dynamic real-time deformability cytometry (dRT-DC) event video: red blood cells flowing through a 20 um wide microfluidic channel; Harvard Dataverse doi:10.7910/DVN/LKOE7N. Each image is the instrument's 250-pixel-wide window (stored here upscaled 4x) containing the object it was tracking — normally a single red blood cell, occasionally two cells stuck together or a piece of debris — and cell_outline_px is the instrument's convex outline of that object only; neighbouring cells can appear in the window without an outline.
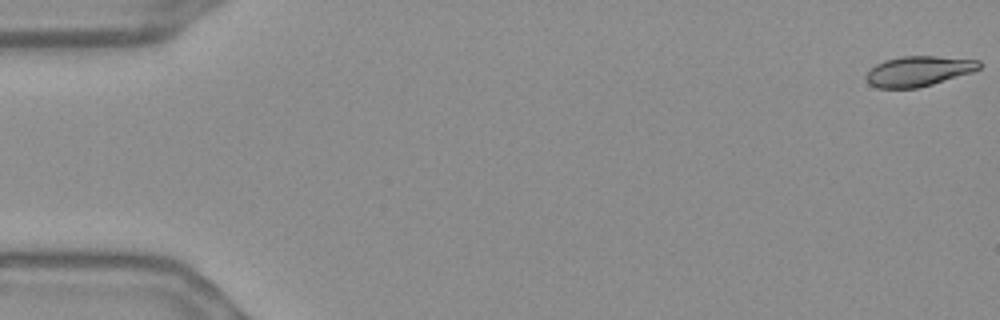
{"species": "Egyptian fruit bat (a non-hibernating species)", "species_latin": "Rousettus aegyptiacus", "temperature_condition": "warm", "stored_images_in_passage": 56, "camera_frame_rate_fps": 3000, "um_per_image_px": 0.085, "frame": {"image": 1, "passage_image": 1, "time_ms": 0.0, "image_size_px": [1000, 320], "cell_outline_px": [[980, 68], [972, 72], [932, 84], [916, 88], [876, 88], [868, 84], [864, 76], [876, 64], [884, 60], [904, 56], [936, 56], [980, 60]], "centroid_in_image_um": [78.04, 6.05], "position_along_channel_um": 7.0, "area_um2": 19.83}}
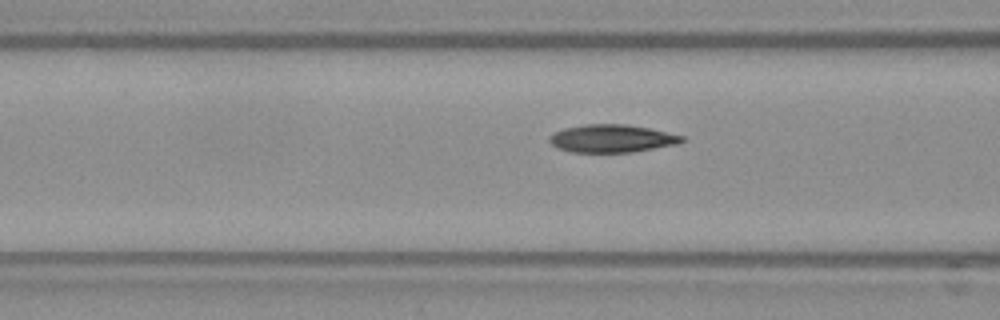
{"frame": {"image": 2, "passage_image": 22, "time_ms": 7.0, "image_size_px": [1000, 320], "cell_outline_px": [[684, 140], [680, 144], [632, 152], [572, 152], [556, 148], [548, 140], [548, 136], [564, 128], [584, 124], [624, 124], [648, 128], [684, 136]], "centroid_in_image_um": [52.0, 11.78], "position_along_channel_um": 114.6, "area_um2": 21.5}}
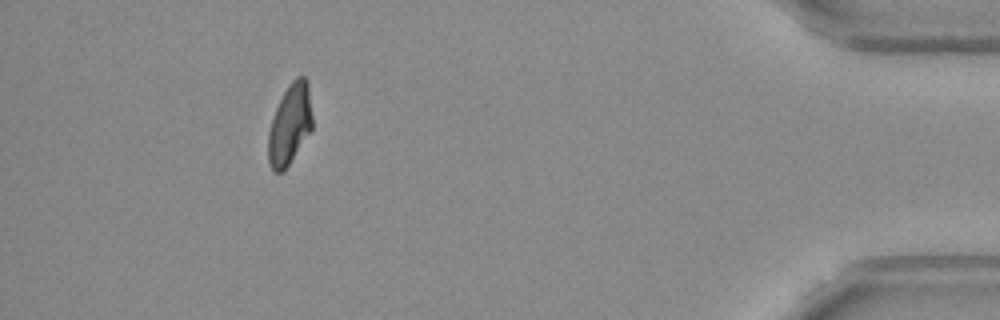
{"frame": {"image": 3, "passage_image": 51, "time_ms": 16.667, "image_size_px": [1000, 320], "cell_outline_px": [[312, 128], [288, 164], [280, 172], [272, 172], [268, 160], [268, 132], [276, 108], [288, 84], [296, 76], [304, 76], [308, 84], [312, 116]], "centroid_in_image_um": [24.62, 10.55], "position_along_channel_um": 410.6, "area_um2": 20.29}, "authors_computed_cell_mechanics": {"area_um2": 21.3282, "velocity_mm_per_s": 3.6724, "shape_relaxation_time_tau1_ms": 7.3809, "shape_relaxation_time_tau2_ms": 2.8264, "deformation_change_tau1": 0.2005, "deformation_change_tau2": 0.0749}}